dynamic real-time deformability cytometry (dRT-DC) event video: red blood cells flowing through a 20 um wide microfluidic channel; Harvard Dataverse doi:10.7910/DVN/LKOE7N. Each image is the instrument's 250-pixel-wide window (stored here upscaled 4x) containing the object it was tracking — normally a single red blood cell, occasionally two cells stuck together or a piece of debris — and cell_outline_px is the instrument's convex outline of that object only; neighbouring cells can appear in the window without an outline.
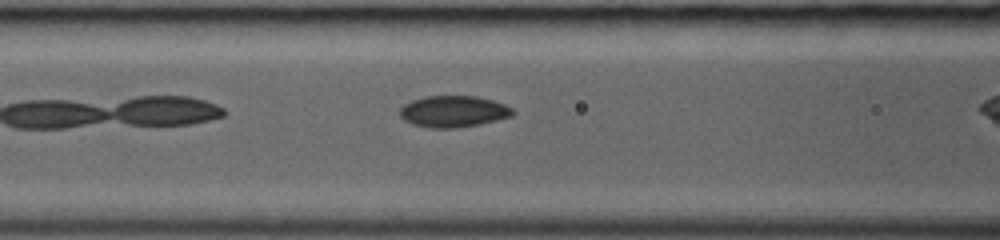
{"species": "common noctule bat (a hibernating species)", "species_latin": "Nyctalus noctula", "temperature_condition": "room temperature", "stored_images_in_passage": 21, "camera_frame_rate_fps": 3000, "um_per_image_px": 0.085, "animal": {"sex": "female", "body_mass_g": 19.0, "forearm_length_mm": 53.3}, "frame": {"image": 1, "passage_image": 5, "time_ms": 1.333, "image_size_px": [1000, 240], "cell_outline_px": [[516, 112], [512, 116], [480, 124], [456, 128], [428, 128], [412, 124], [404, 120], [400, 116], [400, 108], [404, 104], [412, 100], [424, 96], [476, 96], [492, 100], [504, 104], [512, 108]], "centroid_in_image_um": [38.53, 9.47], "position_along_channel_um": 128.1, "area_um2": 20.81}}
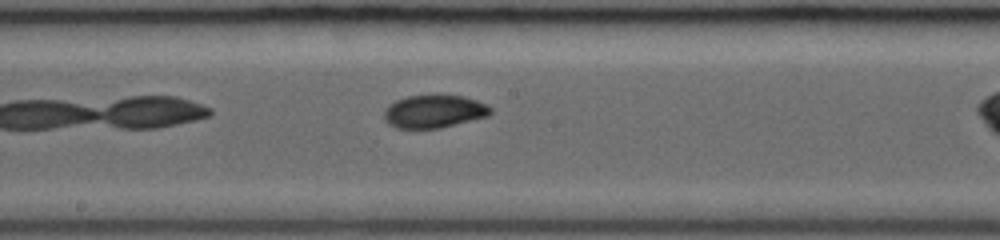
{"frame": {"image": 2, "passage_image": 10, "time_ms": 3.0, "image_size_px": [1000, 240], "cell_outline_px": [[492, 112], [488, 116], [440, 128], [396, 128], [388, 124], [384, 120], [384, 108], [388, 104], [396, 100], [408, 96], [464, 96], [476, 100], [492, 108]], "centroid_in_image_um": [36.86, 9.48], "position_along_channel_um": 211.3, "area_um2": 20.29}}
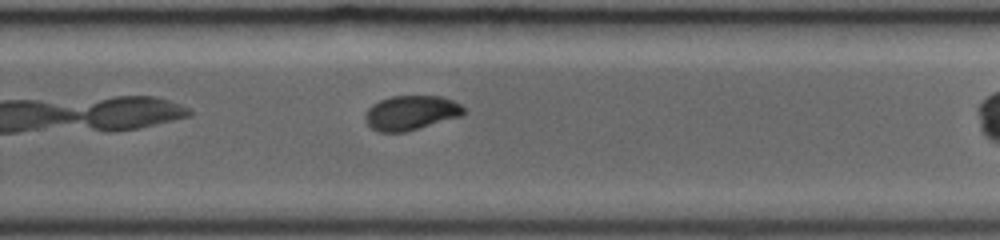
{"frame": {"image": 3, "passage_image": 15, "time_ms": 4.667, "image_size_px": [1000, 240], "cell_outline_px": [[464, 112], [460, 116], [404, 132], [380, 132], [372, 128], [364, 120], [364, 116], [368, 108], [372, 104], [380, 100], [392, 96], [440, 96], [452, 100], [460, 104], [464, 108]], "centroid_in_image_um": [34.89, 9.58], "position_along_channel_um": 294.9, "area_um2": 19.59}}